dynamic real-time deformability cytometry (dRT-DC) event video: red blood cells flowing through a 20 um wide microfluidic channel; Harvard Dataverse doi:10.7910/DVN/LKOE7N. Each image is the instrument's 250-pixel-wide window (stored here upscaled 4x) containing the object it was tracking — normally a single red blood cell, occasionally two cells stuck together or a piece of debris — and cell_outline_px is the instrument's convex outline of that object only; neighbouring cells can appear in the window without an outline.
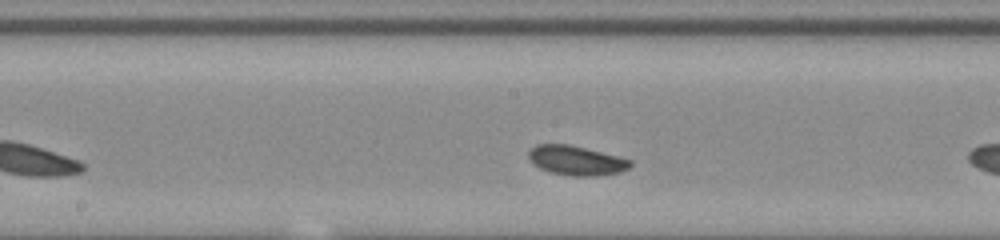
{"species": "common noctule bat (a hibernating species)", "species_latin": "Nyctalus noctula", "temperature_condition": "room temperature", "stored_images_in_passage": 27, "camera_frame_rate_fps": 3000, "um_per_image_px": 0.085, "animal": {"sex": "male", "body_mass_g": 20.0, "forearm_length_mm": 53.3}, "frame": {"image": 1, "passage_image": 10, "time_ms": 3.0, "image_size_px": [1000, 240], "cell_outline_px": [[632, 164], [628, 168], [620, 172], [596, 176], [572, 176], [548, 172], [532, 164], [528, 156], [528, 152], [536, 144], [568, 144], [632, 160]], "centroid_in_image_um": [48.94, 13.65], "position_along_channel_um": 199.3, "area_um2": 17.4}}
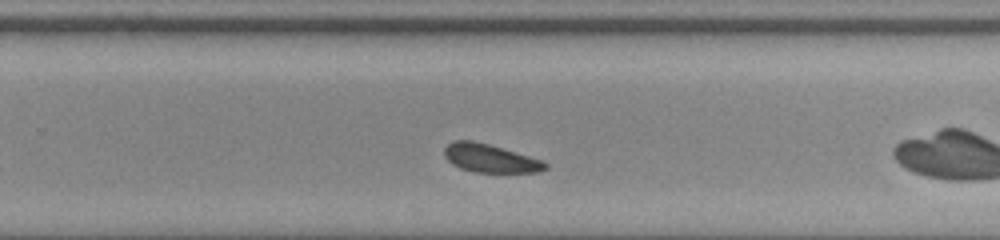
{"frame": {"image": 2, "passage_image": 17, "time_ms": 5.333, "image_size_px": [1000, 240], "cell_outline_px": [[548, 168], [540, 172], [476, 172], [460, 168], [452, 164], [444, 156], [444, 148], [452, 140], [472, 140], [488, 144], [544, 160], [548, 164]], "centroid_in_image_um": [41.67, 13.45], "position_along_channel_um": 288.1, "area_um2": 16.7}}
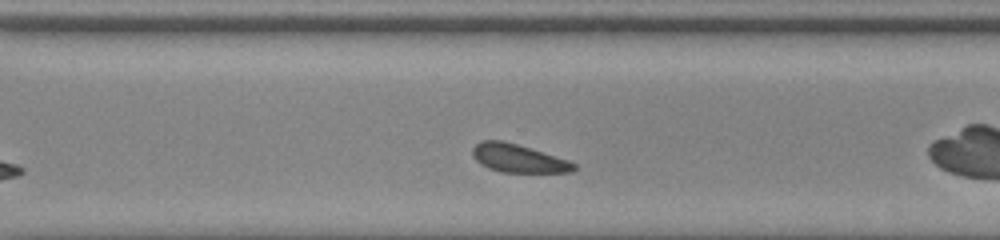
{"frame": {"image": 3, "passage_image": 20, "time_ms": 6.333, "image_size_px": [1000, 240], "cell_outline_px": [[576, 168], [572, 172], [500, 172], [488, 168], [480, 164], [472, 156], [472, 148], [480, 140], [500, 140], [516, 144], [568, 160], [576, 164]], "centroid_in_image_um": [44.01, 13.46], "position_along_channel_um": 326.6, "area_um2": 16.53}, "authors_computed_cell_mechanics": {"area_um2": 17.34, "velocity_mm_per_s": 3.8336, "shape_relaxation_time_tau1_ms": 1.8942, "shape_relaxation_time_tau2_ms": 8.1942, "deformation_change_tau1": 0.2116, "deformation_change_tau2": 0.1858}}